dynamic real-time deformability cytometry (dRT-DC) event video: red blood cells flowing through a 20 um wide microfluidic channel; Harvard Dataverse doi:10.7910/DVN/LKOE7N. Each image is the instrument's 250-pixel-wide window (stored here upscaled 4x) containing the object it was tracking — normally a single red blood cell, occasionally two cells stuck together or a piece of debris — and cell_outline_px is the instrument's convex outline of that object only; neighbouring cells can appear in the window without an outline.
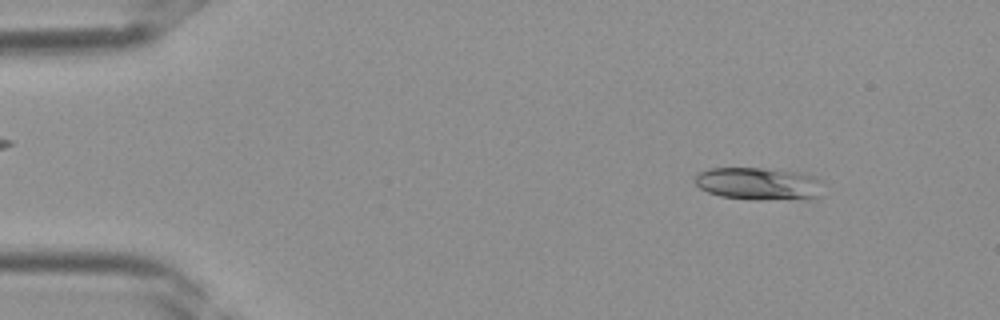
{"species": "Egyptian fruit bat (a non-hibernating species)", "species_latin": "Rousettus aegyptiacus", "temperature_condition": "room temperature", "stored_images_in_passage": 36, "camera_frame_rate_fps": 3000, "um_per_image_px": 0.085, "frame": {"image": 1, "passage_image": 3, "time_ms": 0.667, "image_size_px": [1000, 320], "cell_outline_px": [[824, 196], [808, 200], [756, 200], [720, 196], [708, 192], [700, 188], [696, 184], [696, 176], [700, 172], [708, 168], [764, 168], [804, 172], [816, 176], [820, 180]], "centroid_in_image_um": [64.61, 15.63], "position_along_channel_um": 20.4, "area_um2": 25.09}}
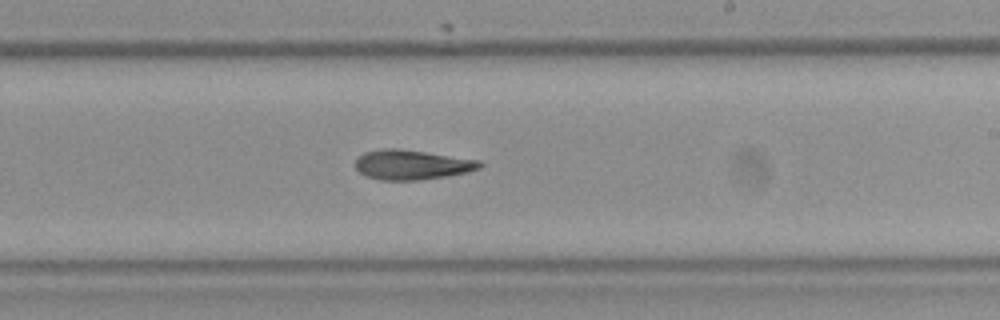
{"frame": {"image": 2, "passage_image": 21, "time_ms": 6.667, "image_size_px": [1000, 320], "cell_outline_px": [[484, 164], [480, 168], [468, 172], [448, 176], [416, 180], [380, 180], [368, 176], [360, 172], [356, 168], [356, 156], [364, 152], [384, 148], [396, 148], [480, 160]], "centroid_in_image_um": [35.01, 14.0], "position_along_channel_um": 254.0, "area_um2": 21.5}}
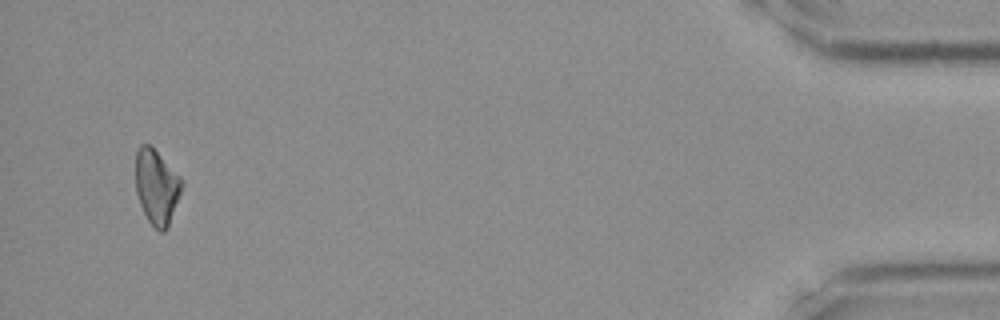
{"frame": {"image": 3, "passage_image": 35, "time_ms": 11.333, "image_size_px": [1000, 320], "cell_outline_px": [[184, 184], [168, 224], [164, 232], [160, 232], [148, 220], [140, 204], [136, 192], [136, 152], [140, 144], [148, 144], [180, 176]], "centroid_in_image_um": [13.3, 15.87], "position_along_channel_um": 421.9, "area_um2": 19.65}}